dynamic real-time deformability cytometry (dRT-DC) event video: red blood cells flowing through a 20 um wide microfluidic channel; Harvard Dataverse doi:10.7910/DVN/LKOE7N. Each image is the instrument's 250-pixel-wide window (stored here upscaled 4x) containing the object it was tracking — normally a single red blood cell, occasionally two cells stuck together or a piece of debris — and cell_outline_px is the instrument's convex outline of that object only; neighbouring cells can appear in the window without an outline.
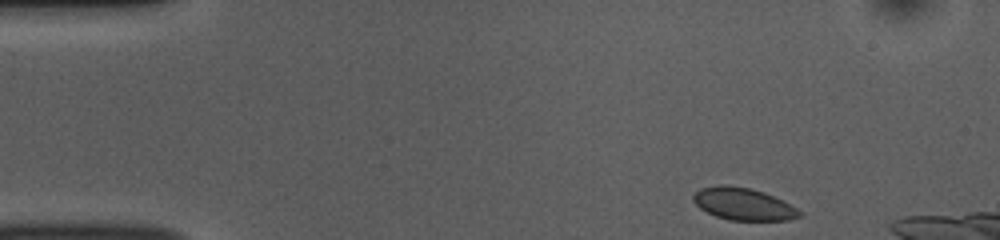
{"species": "common noctule bat (a hibernating species)", "species_latin": "Nyctalus noctula", "temperature_condition": "room temperature", "stored_images_in_passage": 43, "camera_frame_rate_fps": 3000, "um_per_image_px": 0.085, "animal": {"sex": "female", "body_mass_g": 10.0, "forearm_length_mm": 53.1}, "frame": {"image": 1, "passage_image": 1, "time_ms": 0.0, "image_size_px": [1000, 240], "cell_outline_px": [[804, 216], [788, 220], [728, 220], [716, 216], [700, 208], [692, 200], [692, 196], [700, 188], [720, 184], [728, 184], [752, 188], [764, 192], [804, 212]], "centroid_in_image_um": [63.18, 17.33], "position_along_channel_um": 21.8, "area_um2": 20.06}}
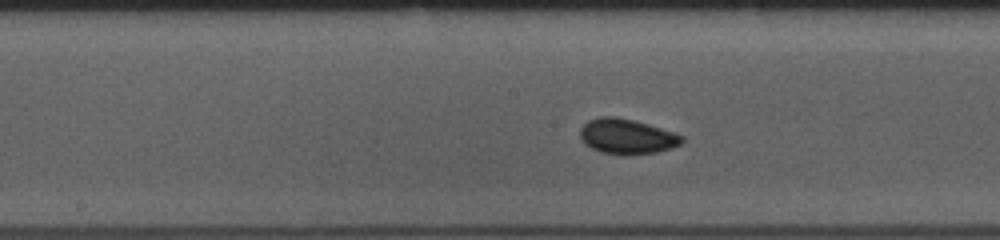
{"frame": {"image": 2, "passage_image": 21, "time_ms": 6.667, "image_size_px": [1000, 240], "cell_outline_px": [[684, 140], [680, 144], [672, 148], [656, 152], [604, 152], [592, 148], [584, 144], [580, 136], [580, 128], [588, 120], [600, 116], [616, 116], [648, 124], [684, 136]], "centroid_in_image_um": [53.27, 11.55], "position_along_channel_um": 194.9, "area_um2": 20.11}}
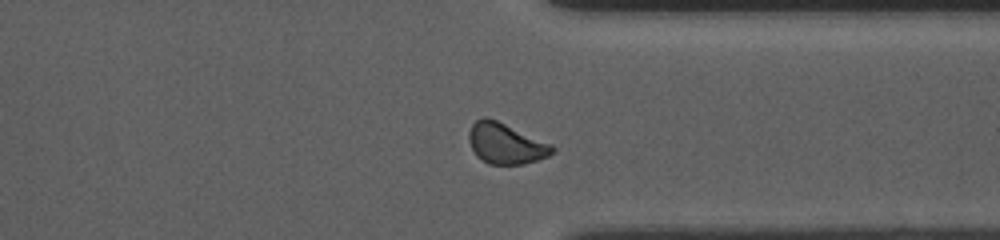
{"frame": {"image": 3, "passage_image": 35, "time_ms": 11.333, "image_size_px": [1000, 240], "cell_outline_px": [[556, 148], [548, 156], [524, 164], [488, 164], [476, 156], [468, 140], [468, 132], [472, 124], [476, 120], [484, 116], [496, 120], [552, 144]], "centroid_in_image_um": [42.96, 12.2], "position_along_channel_um": 368.4, "area_um2": 19.71}, "authors_computed_cell_mechanics": {"area_um2": 19.7676, "velocity_mm_per_s": 3.7463, "shape_relaxation_time_tau1_ms": 2.9546, "shape_relaxation_time_tau2_ms": null, "deformation_change_tau1": 0.0415, "deformation_change_tau2": null}}